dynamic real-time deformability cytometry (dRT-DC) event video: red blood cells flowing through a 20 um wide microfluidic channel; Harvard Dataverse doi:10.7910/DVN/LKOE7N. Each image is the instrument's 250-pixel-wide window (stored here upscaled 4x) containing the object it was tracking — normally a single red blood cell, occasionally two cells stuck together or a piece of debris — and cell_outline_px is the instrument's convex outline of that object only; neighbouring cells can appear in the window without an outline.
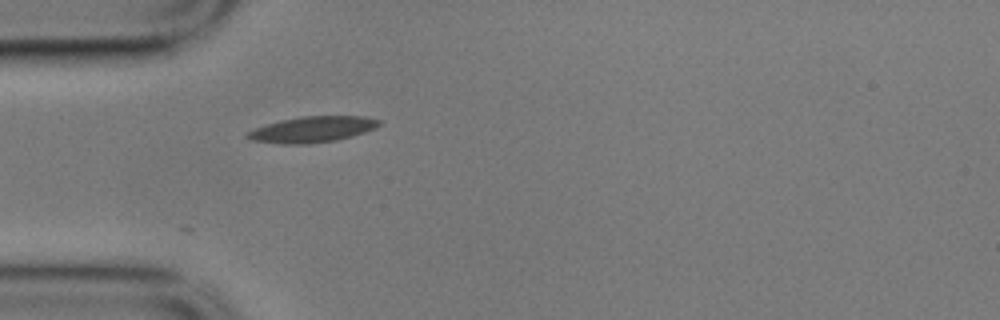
{"species": "common noctule bat (a hibernating species)", "species_latin": "Nyctalus noctula", "temperature_condition": "cold", "stored_images_in_passage": 19, "camera_frame_rate_fps": 3000, "um_per_image_px": 0.085, "animal": {"sex": "male", "body_mass_g": 17.9}, "frame": {"image": 1, "passage_image": 1, "time_ms": 0.0, "image_size_px": [1000, 320], "cell_outline_px": [[380, 124], [376, 128], [352, 136], [336, 140], [308, 144], [284, 144], [248, 140], [244, 136], [244, 132], [268, 124], [300, 116], [364, 116], [380, 120]], "centroid_in_image_um": [26.52, 11.01], "position_along_channel_um": 58.5, "area_um2": 19.88}}
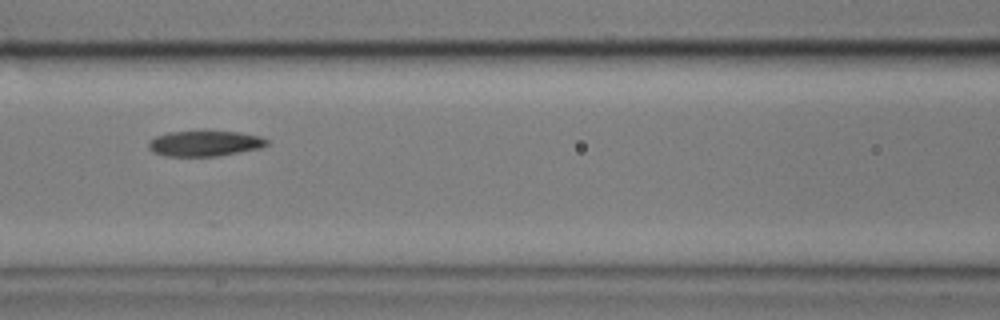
{"frame": {"image": 2, "passage_image": 9, "time_ms": 2.667, "image_size_px": [1000, 320], "cell_outline_px": [[268, 144], [260, 148], [216, 156], [164, 156], [152, 152], [148, 148], [148, 140], [156, 136], [168, 132], [204, 128], [236, 132], [260, 136], [268, 140]], "centroid_in_image_um": [17.34, 12.14], "position_along_channel_um": 149.3, "area_um2": 18.38}}
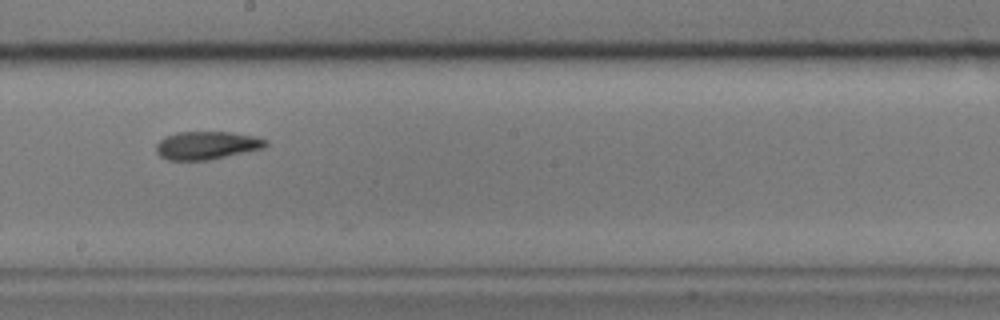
{"frame": {"image": 3, "passage_image": 16, "time_ms": 5.0, "image_size_px": [1000, 320], "cell_outline_px": [[268, 144], [264, 148], [208, 160], [168, 160], [160, 156], [156, 152], [156, 144], [164, 136], [176, 132], [232, 132], [252, 136], [268, 140]], "centroid_in_image_um": [17.55, 12.35], "position_along_channel_um": 230.7, "area_um2": 17.92}}